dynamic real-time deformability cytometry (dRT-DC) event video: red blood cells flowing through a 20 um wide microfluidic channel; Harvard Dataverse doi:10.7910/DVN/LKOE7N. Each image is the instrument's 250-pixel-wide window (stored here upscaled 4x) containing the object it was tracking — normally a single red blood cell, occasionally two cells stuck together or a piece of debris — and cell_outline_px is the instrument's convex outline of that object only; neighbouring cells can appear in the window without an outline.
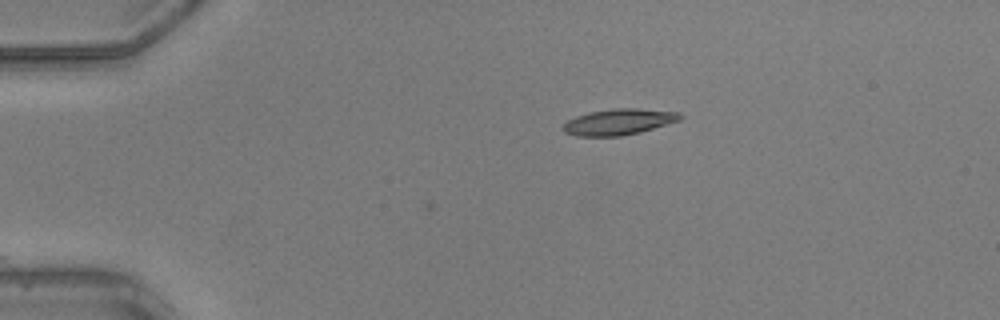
{"species": "common noctule bat (a hibernating species)", "species_latin": "Nyctalus noctula", "temperature_condition": "warm", "stored_images_in_passage": 15, "camera_frame_rate_fps": 3000, "um_per_image_px": 0.085, "animal": {"sex": "male", "body_mass_g": 20.5, "forearm_length_mm": 52.5}, "frame": {"image": 1, "passage_image": 1, "time_ms": 0.0, "image_size_px": [1000, 320], "cell_outline_px": [[684, 116], [680, 120], [640, 132], [620, 136], [576, 136], [564, 132], [564, 124], [568, 120], [576, 116], [588, 112], [612, 108], [636, 108], [680, 112]], "centroid_in_image_um": [52.61, 10.35], "position_along_channel_um": 32.4, "area_um2": 17.74}}
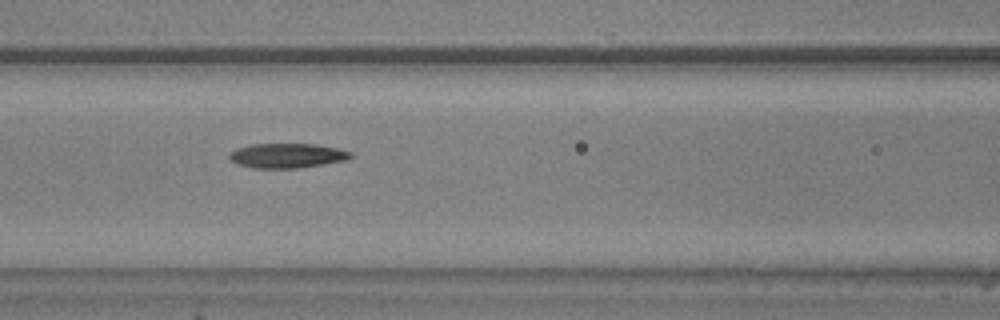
{"frame": {"image": 2, "passage_image": 13, "time_ms": 4.0, "image_size_px": [1000, 320], "cell_outline_px": [[352, 156], [344, 160], [296, 168], [252, 168], [236, 164], [228, 156], [236, 148], [252, 144], [316, 144], [336, 148], [352, 152]], "centroid_in_image_um": [24.36, 13.22], "position_along_channel_um": 142.2, "area_um2": 17.17}}